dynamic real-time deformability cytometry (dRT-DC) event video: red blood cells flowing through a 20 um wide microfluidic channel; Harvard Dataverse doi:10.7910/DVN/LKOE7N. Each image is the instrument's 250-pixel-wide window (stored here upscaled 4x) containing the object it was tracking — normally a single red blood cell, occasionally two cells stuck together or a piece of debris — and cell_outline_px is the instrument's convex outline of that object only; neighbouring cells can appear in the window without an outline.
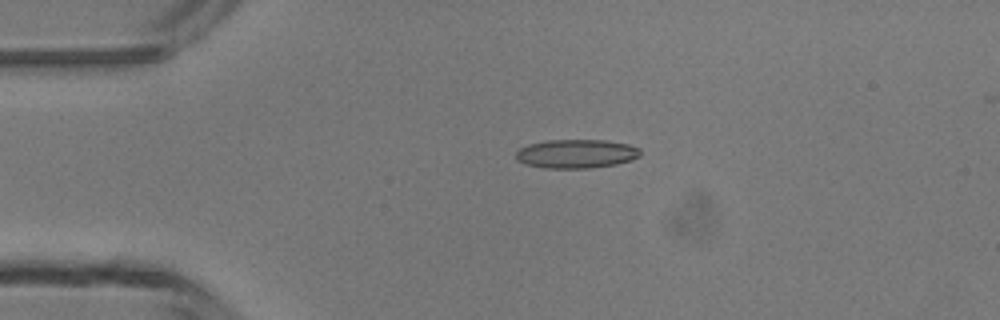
{"species": "common noctule bat (a hibernating species)", "species_latin": "Nyctalus noctula", "temperature_condition": "room temperature", "stored_images_in_passage": 4, "camera_frame_rate_fps": 3000, "um_per_image_px": 0.085, "animal": {"sex": "male", "body_mass_g": 13.3}, "frame": {"image": 1, "passage_image": 3, "time_ms": 3.333, "image_size_px": [1000, 320], "cell_outline_px": [[640, 156], [632, 160], [616, 164], [588, 168], [544, 168], [528, 164], [516, 160], [516, 152], [520, 148], [528, 144], [548, 140], [604, 140], [628, 144], [640, 148]], "centroid_in_image_um": [48.99, 13.06], "position_along_channel_um": 36.0, "area_um2": 20.87}}